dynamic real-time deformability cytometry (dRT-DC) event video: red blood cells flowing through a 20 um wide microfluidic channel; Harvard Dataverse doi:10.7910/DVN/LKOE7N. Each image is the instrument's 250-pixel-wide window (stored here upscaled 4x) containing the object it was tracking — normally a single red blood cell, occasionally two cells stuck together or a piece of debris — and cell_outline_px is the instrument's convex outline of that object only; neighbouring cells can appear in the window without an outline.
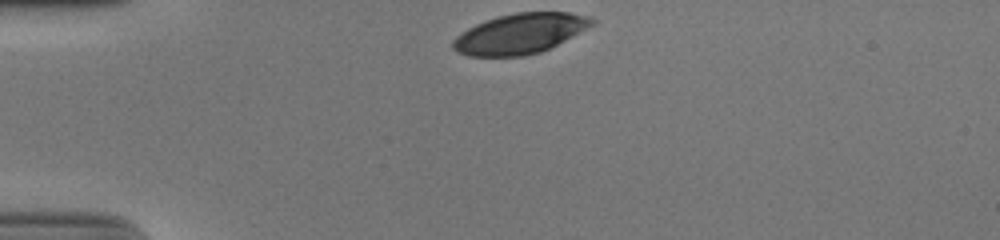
{"species": "human", "species_latin": "Homo sapiens", "temperature_condition": "cold", "stored_images_in_passage": 32, "camera_frame_rate_fps": 3000, "um_per_image_px": 0.085, "donor": {"sex": "male"}, "frame": {"image": 1, "passage_image": 1, "time_ms": 0.0, "image_size_px": [1000, 240], "cell_outline_px": [[596, 20], [592, 24], [564, 40], [540, 52], [524, 56], [468, 56], [456, 52], [452, 48], [452, 40], [456, 36], [468, 28], [484, 20], [516, 12], [568, 12], [592, 16]], "centroid_in_image_um": [44.15, 2.85], "position_along_channel_um": 40.8, "area_um2": 32.31}}
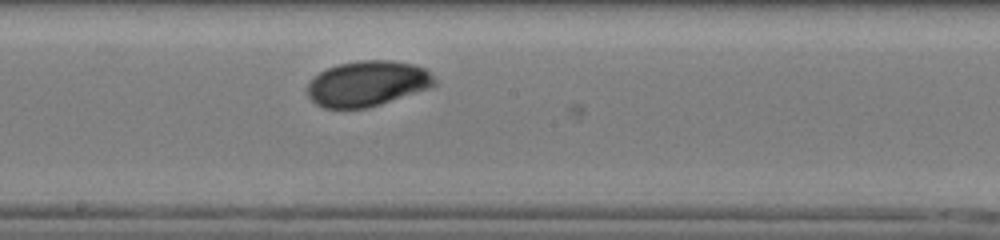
{"frame": {"image": 2, "passage_image": 18, "time_ms": 5.667, "image_size_px": [1000, 240], "cell_outline_px": [[436, 84], [432, 88], [368, 108], [324, 108], [316, 104], [308, 96], [308, 84], [320, 72], [328, 68], [340, 64], [360, 60], [388, 60], [416, 64], [424, 68], [436, 80]], "centroid_in_image_um": [31.27, 7.11], "position_along_channel_um": 216.9, "area_um2": 33.64}}
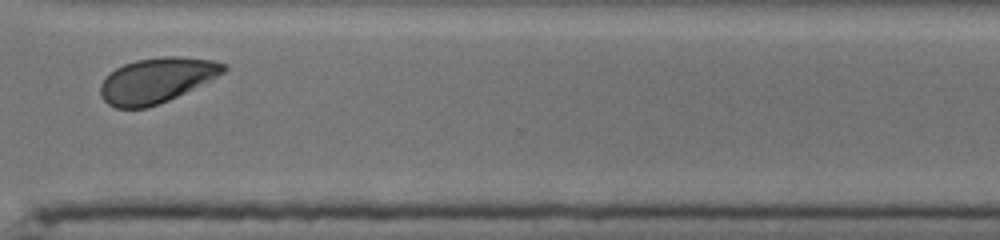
{"frame": {"image": 3, "passage_image": 29, "time_ms": 9.333, "image_size_px": [1000, 240], "cell_outline_px": [[228, 68], [224, 72], [168, 100], [144, 108], [116, 108], [108, 104], [100, 96], [100, 84], [116, 68], [124, 64], [136, 60], [164, 56], [180, 56], [212, 60], [228, 64]], "centroid_in_image_um": [13.29, 6.81], "position_along_channel_um": 357.3, "area_um2": 31.85}, "authors_computed_cell_mechanics": {"area_um2": 33.1772, "velocity_mm_per_s": 3.8102, "shape_relaxation_time_tau1_ms": 3.1528, "shape_relaxation_time_tau2_ms": 5.8968, "deformation_change_tau1": 0.1547, "deformation_change_tau2": 0.0802}}